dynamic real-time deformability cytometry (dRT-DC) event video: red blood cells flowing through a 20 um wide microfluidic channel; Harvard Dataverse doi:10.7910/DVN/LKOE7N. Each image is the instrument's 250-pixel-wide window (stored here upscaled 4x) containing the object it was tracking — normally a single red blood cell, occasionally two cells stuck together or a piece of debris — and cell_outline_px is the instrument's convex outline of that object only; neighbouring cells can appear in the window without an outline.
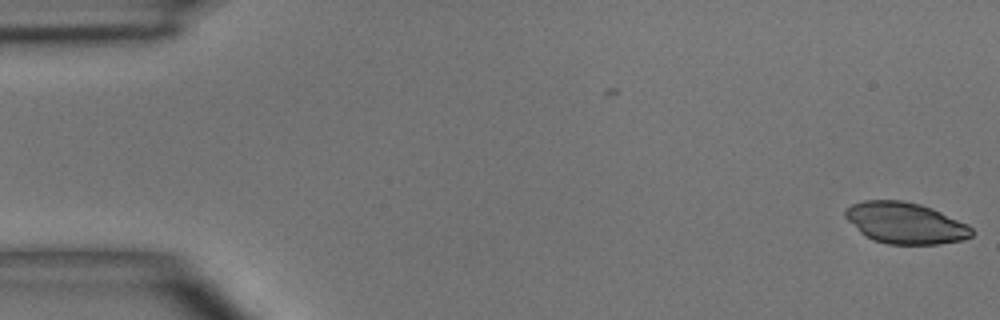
{"species": "common noctule bat (a hibernating species)", "species_latin": "Nyctalus noctula", "temperature_condition": "room temperature", "stored_images_in_passage": 5, "camera_frame_rate_fps": 3000, "um_per_image_px": 0.085, "animal": {"sex": "male", "body_mass_g": 15.6}, "frame": {"image": 1, "passage_image": 1, "time_ms": 0.0, "image_size_px": [1000, 320], "cell_outline_px": [[972, 236], [964, 240], [936, 244], [888, 244], [872, 240], [860, 232], [844, 216], [844, 208], [852, 204], [864, 200], [900, 200], [920, 204], [932, 208], [968, 224], [972, 228]], "centroid_in_image_um": [76.94, 18.95], "position_along_channel_um": 8.1, "area_um2": 30.46}}